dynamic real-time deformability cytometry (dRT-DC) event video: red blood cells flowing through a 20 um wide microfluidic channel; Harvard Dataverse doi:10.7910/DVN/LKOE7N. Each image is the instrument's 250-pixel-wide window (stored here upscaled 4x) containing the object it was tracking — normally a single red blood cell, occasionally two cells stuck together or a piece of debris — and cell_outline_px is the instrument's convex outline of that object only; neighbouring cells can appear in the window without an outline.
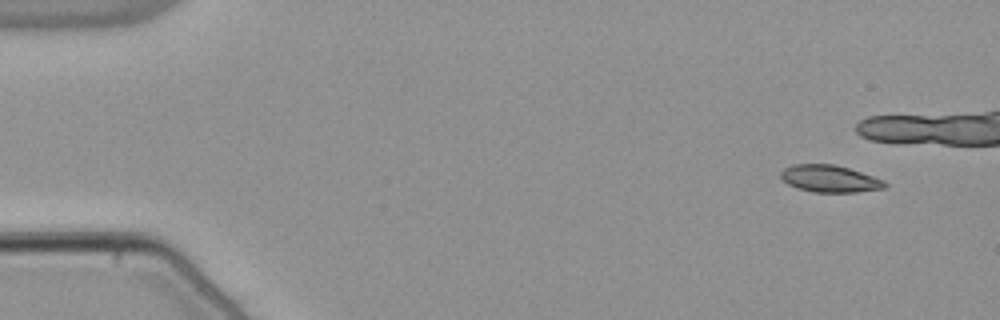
{"species": "common noctule bat (a hibernating species)", "species_latin": "Nyctalus noctula", "temperature_condition": "warm", "stored_images_in_passage": 52, "camera_frame_rate_fps": 3000, "um_per_image_px": 0.085, "animal": {"sex": "male", "body_mass_g": 21.5, "forearm_length_mm": 52.0}, "frame": {"image": 1, "passage_image": 1, "time_ms": 0.0, "image_size_px": [1000, 320], "cell_outline_px": [[888, 184], [884, 188], [856, 192], [812, 192], [796, 188], [788, 184], [780, 176], [780, 172], [784, 168], [792, 164], [832, 164], [848, 168], [884, 180]], "centroid_in_image_um": [70.5, 15.19], "position_along_channel_um": 14.5, "area_um2": 16.36}}
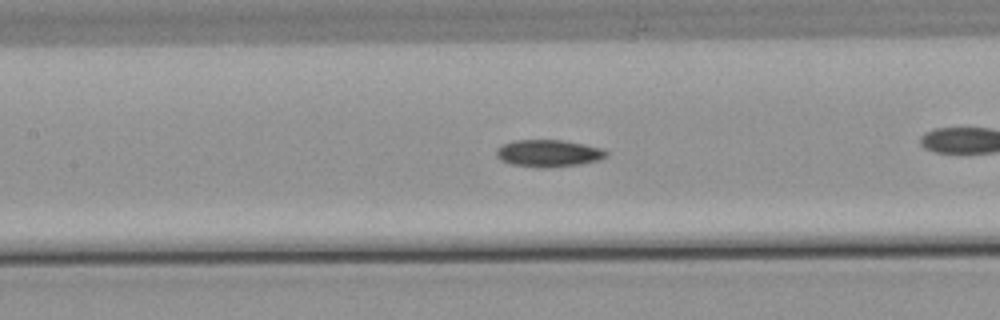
{"frame": {"image": 2, "passage_image": 22, "time_ms": 7.0, "image_size_px": [1000, 320], "cell_outline_px": [[608, 156], [596, 160], [580, 164], [544, 168], [512, 164], [500, 160], [496, 156], [496, 148], [500, 144], [512, 140], [560, 140], [584, 144], [604, 148], [608, 152]], "centroid_in_image_um": [46.59, 13.01], "position_along_channel_um": 160.8, "area_um2": 17.46}}
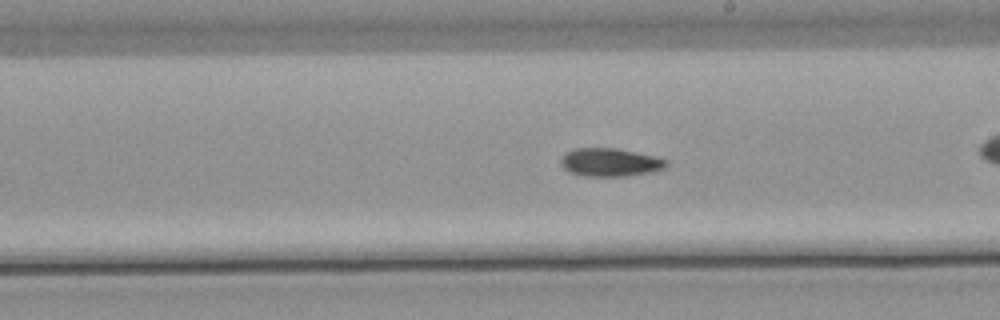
{"frame": {"image": 3, "passage_image": 28, "time_ms": 9.0, "image_size_px": [1000, 320], "cell_outline_px": [[668, 164], [664, 168], [648, 172], [624, 176], [584, 176], [568, 172], [560, 164], [560, 160], [564, 152], [572, 148], [616, 148], [656, 156], [668, 160]], "centroid_in_image_um": [51.81, 13.78], "position_along_channel_um": 237.2, "area_um2": 17.46}}